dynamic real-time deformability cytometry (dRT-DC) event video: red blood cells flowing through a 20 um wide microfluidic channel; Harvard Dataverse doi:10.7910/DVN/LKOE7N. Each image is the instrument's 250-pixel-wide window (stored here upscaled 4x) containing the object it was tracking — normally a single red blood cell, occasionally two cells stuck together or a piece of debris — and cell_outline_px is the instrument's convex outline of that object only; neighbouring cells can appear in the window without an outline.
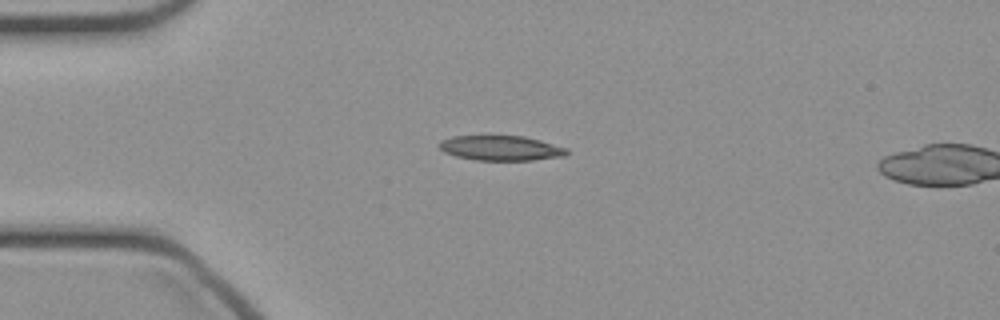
{"species": "common noctule bat (a hibernating species)", "species_latin": "Nyctalus noctula", "temperature_condition": "cold", "stored_images_in_passage": 37, "camera_frame_rate_fps": 3000, "um_per_image_px": 0.085, "animal": {"sex": "female", "body_mass_g": 21.9}, "frame": {"image": 1, "passage_image": 1, "time_ms": 0.0, "image_size_px": [1000, 320], "cell_outline_px": [[568, 152], [564, 156], [532, 160], [476, 160], [456, 156], [444, 152], [440, 148], [440, 140], [452, 136], [524, 136], [540, 140], [568, 148]], "centroid_in_image_um": [42.58, 12.58], "position_along_channel_um": 42.4, "area_um2": 18.44}}
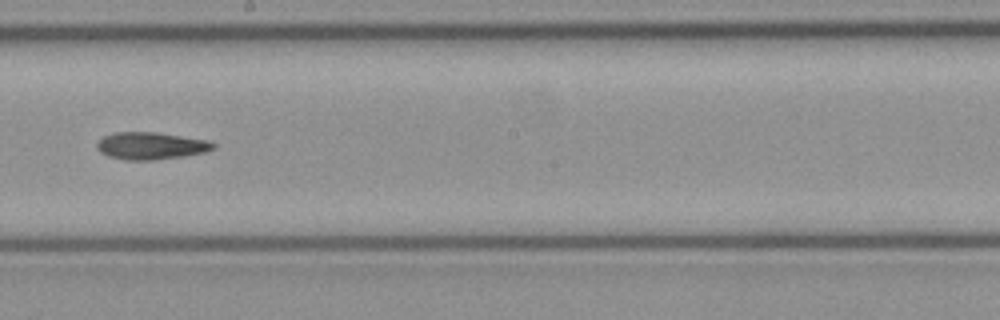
{"frame": {"image": 2, "passage_image": 16, "time_ms": 5.0, "image_size_px": [1000, 320], "cell_outline_px": [[216, 148], [204, 152], [184, 156], [152, 160], [124, 160], [108, 156], [100, 152], [96, 148], [96, 144], [104, 136], [116, 132], [156, 132], [208, 140], [216, 144]], "centroid_in_image_um": [12.83, 12.39], "position_along_channel_um": 235.4, "area_um2": 18.5}}
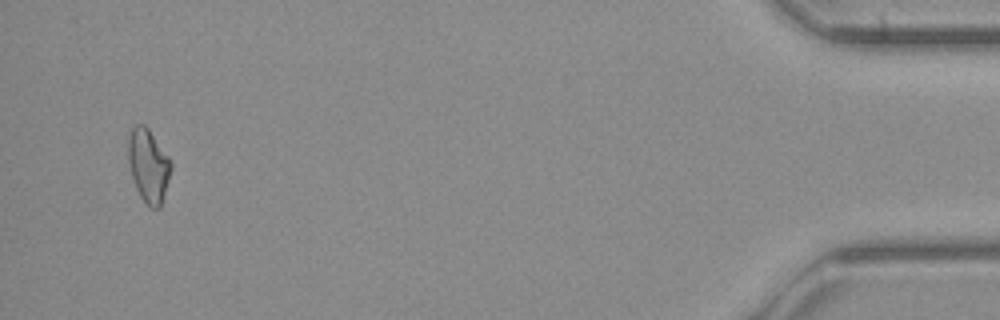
{"frame": {"image": 3, "passage_image": 35, "time_ms": 11.333, "image_size_px": [1000, 320], "cell_outline_px": [[172, 168], [160, 208], [152, 208], [140, 196], [136, 188], [128, 164], [128, 136], [132, 128], [136, 124], [144, 124], [148, 128], [168, 156], [172, 164]], "centroid_in_image_um": [12.61, 14.05], "position_along_channel_um": 422.6, "area_um2": 18.15}}